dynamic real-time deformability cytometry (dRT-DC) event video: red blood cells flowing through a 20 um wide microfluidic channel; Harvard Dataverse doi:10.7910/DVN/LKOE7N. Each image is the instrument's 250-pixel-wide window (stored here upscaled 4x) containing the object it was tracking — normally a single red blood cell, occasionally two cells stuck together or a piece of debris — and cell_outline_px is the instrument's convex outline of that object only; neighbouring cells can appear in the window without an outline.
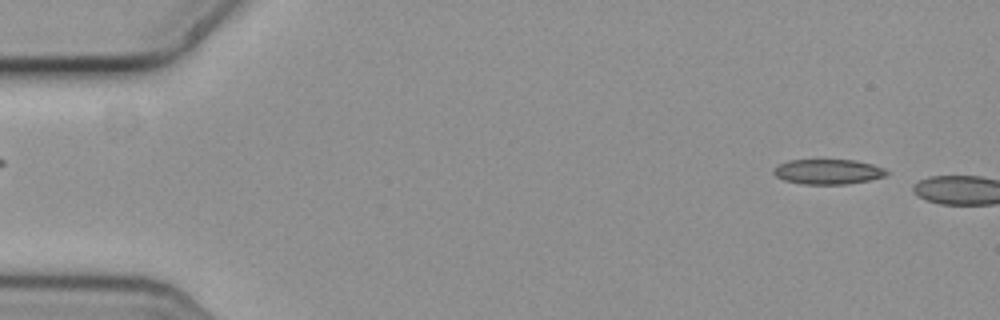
{"species": "common noctule bat (a hibernating species)", "species_latin": "Nyctalus noctula", "temperature_condition": "cold", "stored_images_in_passage": 7, "camera_frame_rate_fps": 3000, "um_per_image_px": 0.085, "animal": {"sex": "female", "body_mass_g": 19.3, "forearm_length_mm": 54.1}, "frame": {"image": 1, "passage_image": 4, "time_ms": 1.0, "image_size_px": [1000, 320], "cell_outline_px": [[892, 172], [884, 176], [868, 180], [844, 184], [804, 184], [784, 180], [776, 176], [772, 172], [772, 168], [788, 160], [820, 156], [856, 160], [872, 164], [884, 168]], "centroid_in_image_um": [70.35, 14.52], "position_along_channel_um": 14.7, "area_um2": 17.46}}